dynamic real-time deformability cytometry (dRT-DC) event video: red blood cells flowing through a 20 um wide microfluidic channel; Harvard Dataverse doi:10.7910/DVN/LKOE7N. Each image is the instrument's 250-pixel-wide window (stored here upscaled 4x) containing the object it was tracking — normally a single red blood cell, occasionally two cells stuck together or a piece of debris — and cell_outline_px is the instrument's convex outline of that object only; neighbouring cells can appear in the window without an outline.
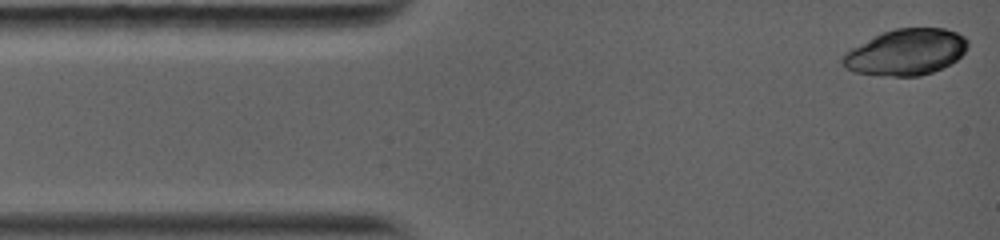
{"species": "common noctule bat (a hibernating species)", "species_latin": "Nyctalus noctula", "temperature_condition": "warm", "stored_images_in_passage": 5, "camera_frame_rate_fps": 5000, "um_per_image_px": 0.085, "animal": {"sex": "female", "body_mass_g": 19.0, "forearm_length_mm": 56.7}, "frame": {"image": 1, "passage_image": 1, "time_ms": 0.0, "image_size_px": [1000, 240], "cell_outline_px": [[968, 44], [964, 52], [956, 60], [932, 72], [920, 76], [880, 76], [856, 72], [844, 68], [840, 60], [844, 52], [884, 32], [896, 28], [944, 28], [956, 32], [964, 36], [968, 40]], "centroid_in_image_um": [76.99, 4.44], "position_along_channel_um": 8.0, "area_um2": 33.47}}